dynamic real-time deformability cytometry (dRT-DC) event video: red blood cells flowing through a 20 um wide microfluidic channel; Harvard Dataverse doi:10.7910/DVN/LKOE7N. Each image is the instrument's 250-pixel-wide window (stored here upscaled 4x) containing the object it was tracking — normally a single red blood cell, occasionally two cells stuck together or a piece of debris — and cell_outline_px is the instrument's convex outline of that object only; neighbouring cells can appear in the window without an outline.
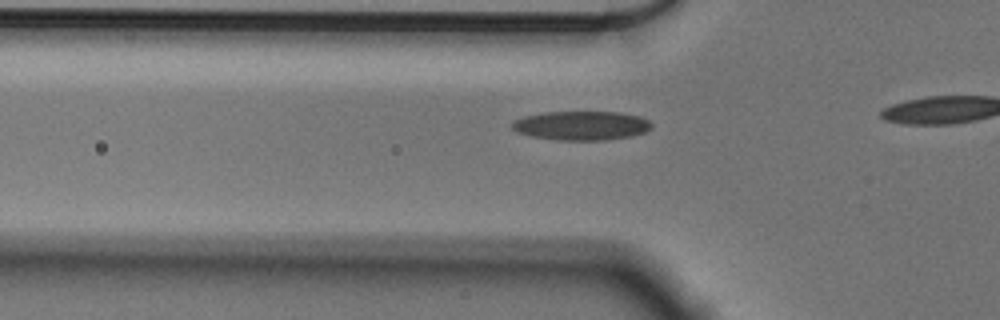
{"species": "Egyptian fruit bat (a non-hibernating species)", "species_latin": "Rousettus aegyptiacus", "temperature_condition": "cold", "stored_images_in_passage": 20, "camera_frame_rate_fps": 3000, "um_per_image_px": 0.085, "animal": {"sex": "male"}, "frame": {"image": 1, "passage_image": 14, "time_ms": 4.333, "image_size_px": [1000, 320], "cell_outline_px": [[652, 128], [644, 132], [632, 136], [604, 140], [556, 140], [532, 136], [516, 132], [512, 128], [512, 120], [524, 116], [544, 112], [620, 112], [640, 116], [648, 120], [652, 124]], "centroid_in_image_um": [49.41, 10.67], "position_along_channel_um": 76.4, "area_um2": 23.76}}
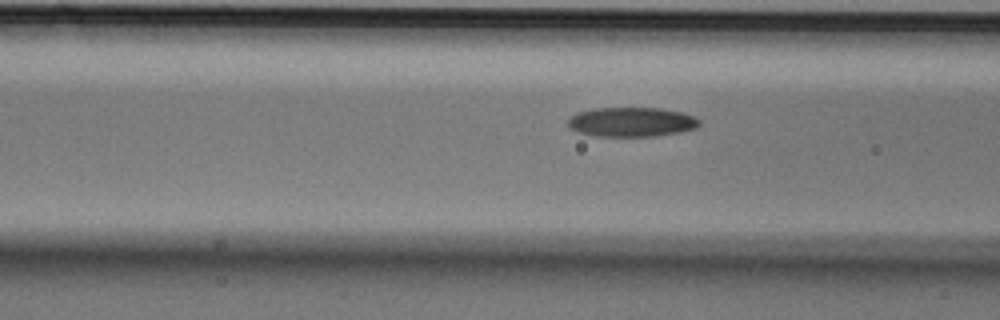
{"frame": {"image": 2, "passage_image": 17, "time_ms": 5.333, "image_size_px": [1000, 320], "cell_outline_px": [[700, 124], [696, 128], [680, 132], [656, 136], [596, 136], [576, 132], [568, 124], [568, 116], [576, 112], [592, 108], [660, 108], [680, 112], [696, 116], [700, 120]], "centroid_in_image_um": [53.67, 10.36], "position_along_channel_um": 112.9, "area_um2": 22.77}}